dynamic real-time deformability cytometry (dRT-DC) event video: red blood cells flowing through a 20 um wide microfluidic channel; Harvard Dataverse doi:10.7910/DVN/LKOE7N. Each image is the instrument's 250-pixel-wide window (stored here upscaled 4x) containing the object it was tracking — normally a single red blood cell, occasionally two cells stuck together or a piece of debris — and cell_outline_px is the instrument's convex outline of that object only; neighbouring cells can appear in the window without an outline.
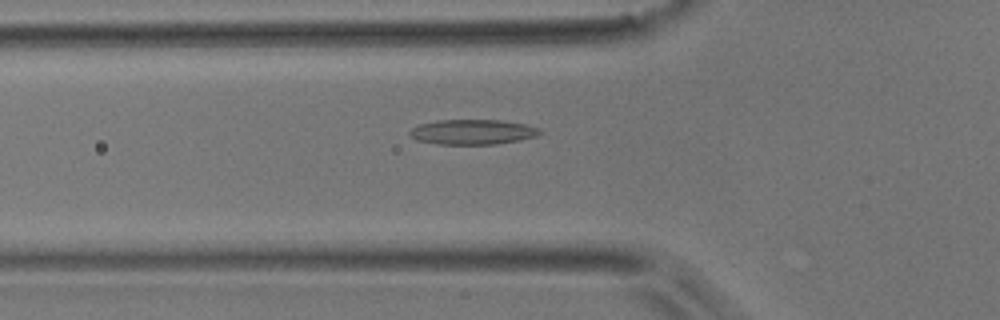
{"species": "common noctule bat (a hibernating species)", "species_latin": "Nyctalus noctula", "temperature_condition": "room temperature", "stored_images_in_passage": 39, "camera_frame_rate_fps": 3000, "um_per_image_px": 0.085, "animal": {"sex": "male", "body_mass_g": 17.9}, "frame": {"image": 1, "passage_image": 10, "time_ms": 3.0, "image_size_px": [1000, 320], "cell_outline_px": [[544, 132], [536, 136], [520, 140], [496, 144], [436, 144], [416, 140], [408, 136], [408, 132], [412, 128], [420, 124], [436, 120], [500, 120], [524, 124], [536, 128]], "centroid_in_image_um": [40.12, 11.22], "position_along_channel_um": 85.7, "area_um2": 19.02}}
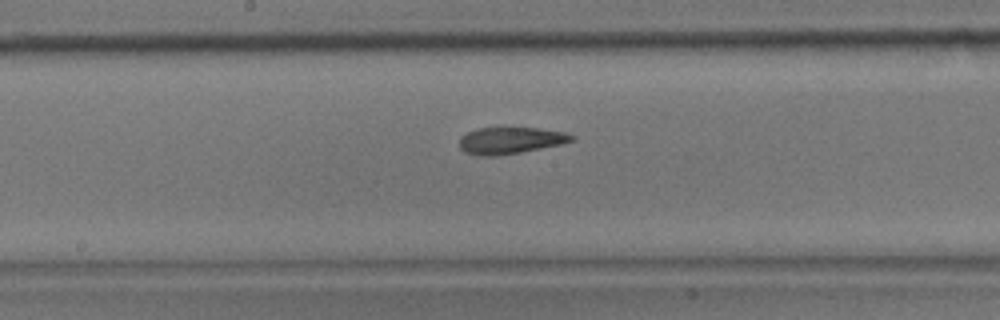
{"frame": {"image": 2, "passage_image": 19, "time_ms": 6.0, "image_size_px": [1000, 320], "cell_outline_px": [[576, 140], [560, 144], [520, 152], [496, 156], [480, 156], [464, 152], [460, 148], [460, 136], [476, 128], [540, 128], [564, 132], [576, 136]], "centroid_in_image_um": [43.38, 11.94], "position_along_channel_um": 204.8, "area_um2": 17.46}}
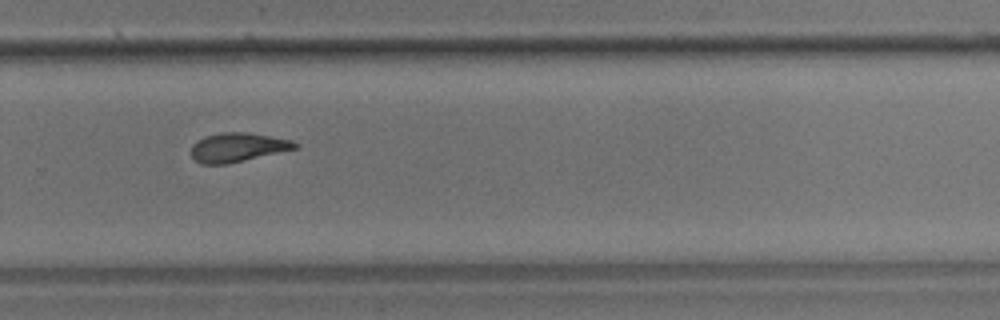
{"frame": {"image": 3, "passage_image": 27, "time_ms": 8.667, "image_size_px": [1000, 320], "cell_outline_px": [[300, 148], [228, 164], [200, 164], [192, 156], [192, 144], [196, 140], [204, 136], [220, 132], [248, 132], [292, 140], [300, 144]], "centroid_in_image_um": [20.23, 12.52], "position_along_channel_um": 309.6, "area_um2": 17.86}, "authors_computed_cell_mechanics": {"area_um2": 17.8024, "velocity_mm_per_s": 3.9497, "shape_relaxation_time_tau1_ms": null, "shape_relaxation_time_tau2_ms": 2.8517, "deformation_change_tau1": null, "deformation_change_tau2": 0.1164}}